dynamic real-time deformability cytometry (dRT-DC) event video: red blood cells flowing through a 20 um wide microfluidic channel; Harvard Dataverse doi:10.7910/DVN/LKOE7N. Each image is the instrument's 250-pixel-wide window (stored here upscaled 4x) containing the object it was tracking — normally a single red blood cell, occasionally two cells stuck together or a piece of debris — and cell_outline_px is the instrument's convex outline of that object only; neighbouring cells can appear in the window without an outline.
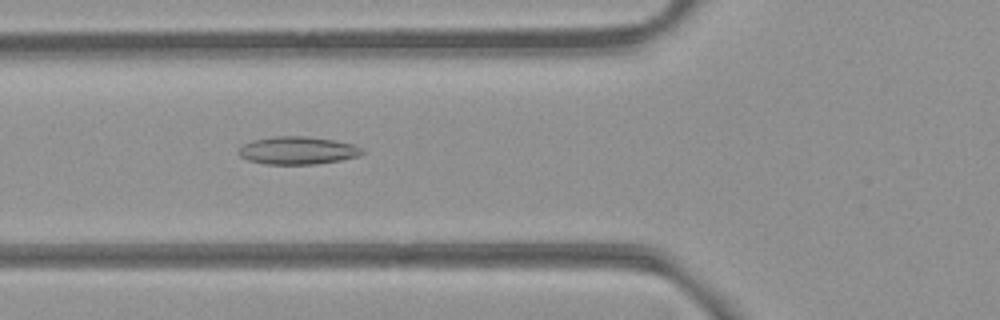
{"species": "common noctule bat (a hibernating species)", "species_latin": "Nyctalus noctula", "temperature_condition": "room temperature", "stored_images_in_passage": 37, "camera_frame_rate_fps": 3000, "um_per_image_px": 0.085, "animal": {"sex": "female", "body_mass_g": 21.9}, "frame": {"image": 1, "passage_image": 3, "time_ms": 0.667, "image_size_px": [1000, 320], "cell_outline_px": [[364, 152], [360, 156], [340, 160], [316, 164], [264, 164], [248, 160], [240, 156], [236, 152], [244, 144], [252, 140], [276, 136], [308, 136], [332, 140], [352, 144], [360, 148]], "centroid_in_image_um": [25.27, 12.79], "position_along_channel_um": 100.5, "area_um2": 19.94}}
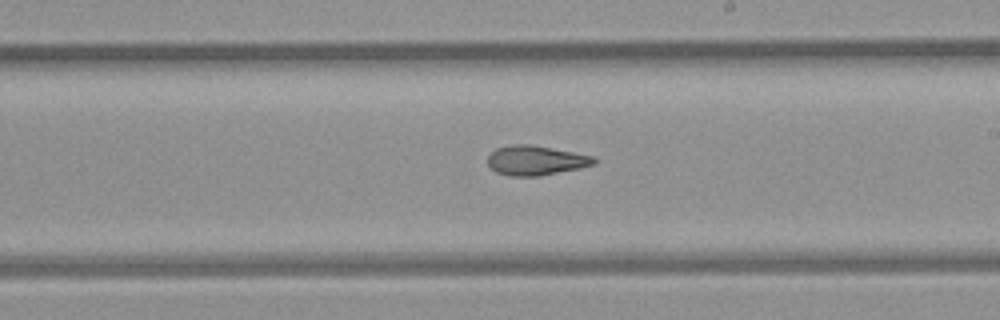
{"frame": {"image": 2, "passage_image": 14, "time_ms": 4.333, "image_size_px": [1000, 320], "cell_outline_px": [[596, 164], [580, 168], [540, 176], [508, 176], [496, 172], [488, 164], [488, 156], [496, 148], [516, 144], [532, 144], [596, 156]], "centroid_in_image_um": [45.58, 13.63], "position_along_channel_um": 243.4, "area_um2": 18.5}}
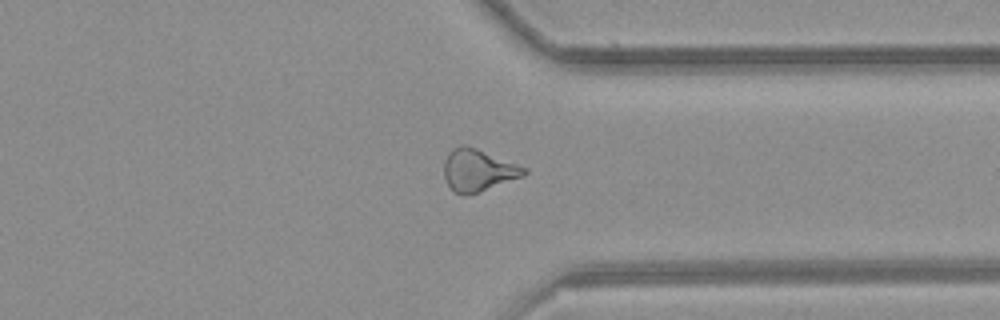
{"frame": {"image": 3, "passage_image": 24, "time_ms": 7.667, "image_size_px": [1000, 320], "cell_outline_px": [[528, 172], [524, 176], [464, 196], [452, 192], [444, 176], [444, 160], [448, 152], [452, 148], [460, 144], [464, 144], [476, 148], [528, 168]], "centroid_in_image_um": [40.61, 14.45], "position_along_channel_um": 370.8, "area_um2": 19.65}}